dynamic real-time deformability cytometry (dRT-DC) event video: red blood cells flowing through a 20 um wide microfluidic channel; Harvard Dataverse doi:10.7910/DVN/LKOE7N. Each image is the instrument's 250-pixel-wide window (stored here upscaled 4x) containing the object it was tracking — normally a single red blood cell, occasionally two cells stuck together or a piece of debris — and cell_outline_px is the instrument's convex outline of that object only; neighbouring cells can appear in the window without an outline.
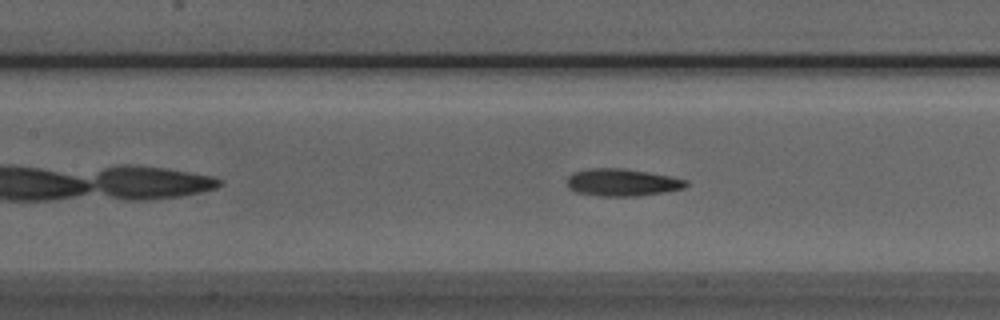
{"species": "Egyptian fruit bat (a non-hibernating species)", "species_latin": "Rousettus aegyptiacus", "temperature_condition": "room temperature", "stored_images_in_passage": 27, "camera_frame_rate_fps": 3000, "um_per_image_px": 0.085, "animal": {"sex": "male"}, "frame": {"image": 1, "passage_image": 8, "time_ms": 2.333, "image_size_px": [1000, 320], "cell_outline_px": [[688, 184], [684, 188], [664, 192], [636, 196], [600, 196], [576, 192], [568, 188], [568, 176], [572, 172], [592, 168], [624, 168], [648, 172], [688, 180]], "centroid_in_image_um": [52.87, 15.5], "position_along_channel_um": 154.5, "area_um2": 18.9}}
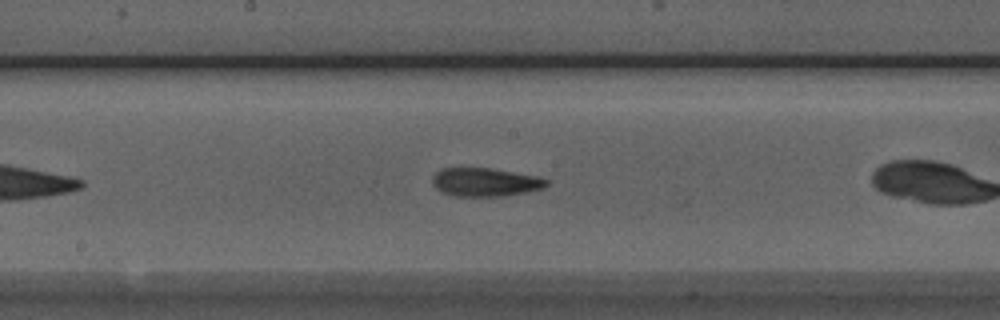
{"frame": {"image": 2, "passage_image": 12, "time_ms": 3.667, "image_size_px": [1000, 320], "cell_outline_px": [[548, 184], [544, 188], [504, 196], [452, 196], [440, 192], [432, 184], [432, 176], [440, 168], [492, 168], [540, 176], [548, 180]], "centroid_in_image_um": [41.23, 15.48], "position_along_channel_um": 207.0, "area_um2": 19.19}, "authors_computed_cell_mechanics": {"area_um2": 18.9584, "velocity_mm_per_s": 3.9527, "shape_relaxation_time_tau1_ms": 6.0755, "shape_relaxation_time_tau2_ms": 3.064, "deformation_change_tau1": 0.1948, "deformation_change_tau2": 0.1186}}